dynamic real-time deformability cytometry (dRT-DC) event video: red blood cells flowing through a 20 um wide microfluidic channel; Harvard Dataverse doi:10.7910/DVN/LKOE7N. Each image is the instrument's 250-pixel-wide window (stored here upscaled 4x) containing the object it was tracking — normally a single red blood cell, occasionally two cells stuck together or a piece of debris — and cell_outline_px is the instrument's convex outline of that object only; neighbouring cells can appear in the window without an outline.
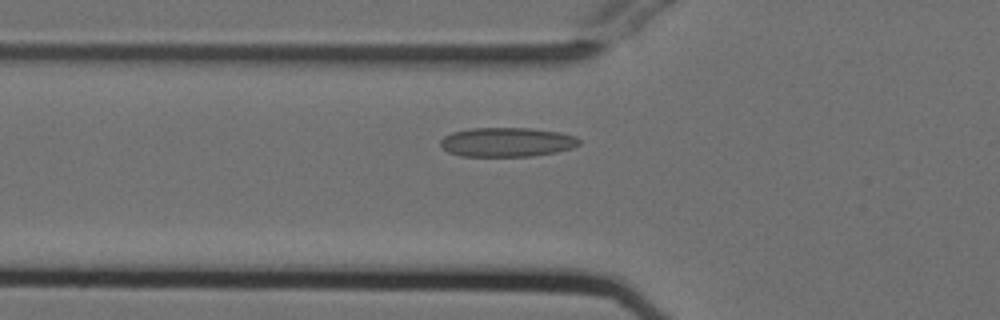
{"species": "Egyptian fruit bat (a non-hibernating species)", "species_latin": "Rousettus aegyptiacus", "temperature_condition": "cold", "stored_images_in_passage": 37, "camera_frame_rate_fps": 3000, "um_per_image_px": 0.085, "animal": {"sex": "female"}, "frame": {"image": 1, "passage_image": 2, "time_ms": 0.333, "image_size_px": [1000, 320], "cell_outline_px": [[580, 144], [572, 148], [556, 152], [532, 156], [460, 156], [448, 152], [440, 144], [440, 140], [444, 136], [452, 132], [472, 128], [528, 128], [560, 132], [576, 136], [580, 140]], "centroid_in_image_um": [43.09, 12.08], "position_along_channel_um": 82.7, "area_um2": 23.7}}
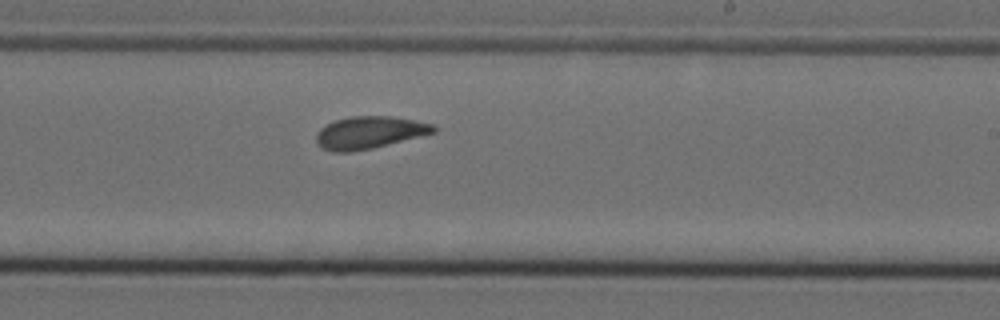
{"frame": {"image": 2, "passage_image": 16, "time_ms": 5.0, "image_size_px": [1000, 320], "cell_outline_px": [[436, 132], [372, 148], [352, 152], [332, 152], [316, 144], [316, 132], [320, 128], [336, 120], [352, 116], [388, 116], [412, 120], [432, 124], [436, 128]], "centroid_in_image_um": [31.35, 11.27], "position_along_channel_um": 257.6, "area_um2": 21.85}}
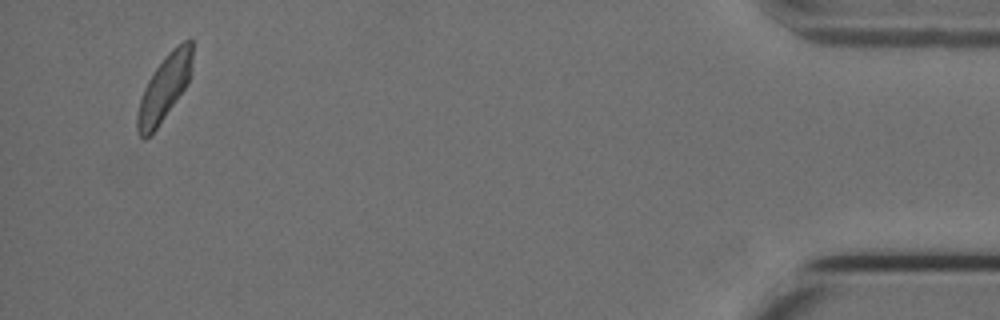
{"frame": {"image": 3, "passage_image": 35, "time_ms": 11.333, "image_size_px": [1000, 320], "cell_outline_px": [[192, 60], [188, 84], [156, 128], [144, 140], [140, 136], [136, 128], [136, 116], [140, 100], [144, 88], [148, 80], [156, 68], [172, 48], [176, 44], [184, 40], [192, 40]], "centroid_in_image_um": [13.96, 7.47], "position_along_channel_um": 421.2, "area_um2": 20.69}, "authors_computed_cell_mechanics": {"area_um2": 21.8484, "velocity_mm_per_s": 3.7386, "shape_relaxation_time_tau1_ms": 6.0574, "shape_relaxation_time_tau2_ms": 2.1095, "deformation_change_tau1": 0.1139, "deformation_change_tau2": 0.0722}}